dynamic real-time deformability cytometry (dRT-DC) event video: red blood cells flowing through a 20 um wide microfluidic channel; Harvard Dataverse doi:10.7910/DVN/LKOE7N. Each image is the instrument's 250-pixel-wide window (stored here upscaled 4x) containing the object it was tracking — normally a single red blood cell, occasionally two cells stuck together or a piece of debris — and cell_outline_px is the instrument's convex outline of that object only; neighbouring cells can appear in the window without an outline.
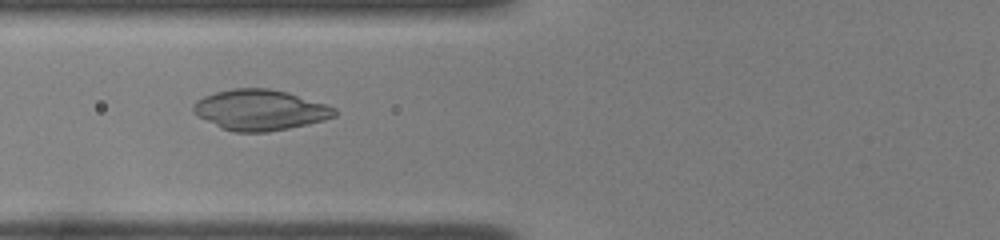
{"species": "common noctule bat (a hibernating species)", "species_latin": "Nyctalus noctula", "temperature_condition": "room temperature", "stored_images_in_passage": 39, "camera_frame_rate_fps": 3000, "um_per_image_px": 0.085, "animal": {"sex": "female", "body_mass_g": 22.0, "forearm_length_mm": 56.7}, "frame": {"image": 1, "passage_image": 9, "time_ms": 2.667, "image_size_px": [1000, 240], "cell_outline_px": [[336, 116], [324, 120], [308, 124], [268, 132], [232, 132], [220, 128], [196, 116], [192, 112], [192, 104], [196, 100], [204, 96], [216, 92], [232, 88], [268, 88], [288, 92], [336, 108]], "centroid_in_image_um": [22.05, 9.35], "position_along_channel_um": 103.8, "area_um2": 33.64}}
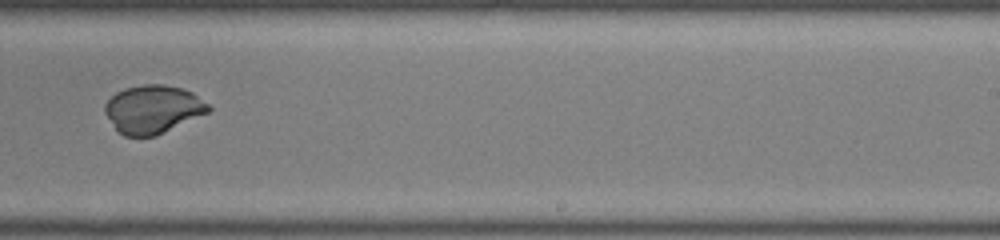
{"frame": {"image": 2, "passage_image": 22, "time_ms": 7.0, "image_size_px": [1000, 240], "cell_outline_px": [[212, 108], [208, 112], [156, 136], [124, 136], [116, 128], [104, 112], [104, 104], [116, 92], [124, 88], [144, 84], [164, 84], [184, 88], [192, 92], [208, 104]], "centroid_in_image_um": [13.0, 9.27], "position_along_channel_um": 276.0, "area_um2": 28.96}}
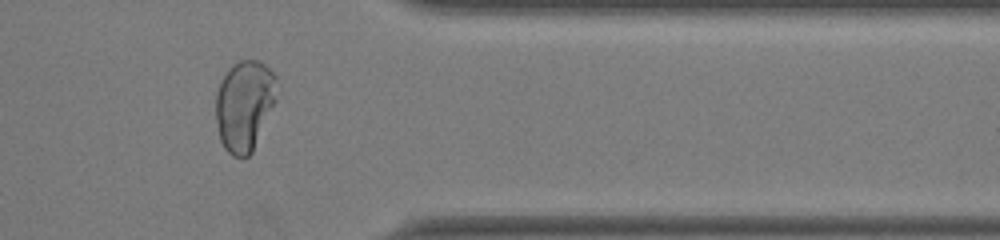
{"frame": {"image": 3, "passage_image": 31, "time_ms": 10.0, "image_size_px": [1000, 240], "cell_outline_px": [[276, 100], [252, 152], [248, 156], [232, 156], [224, 148], [220, 140], [216, 120], [216, 92], [220, 80], [228, 68], [232, 64], [240, 60], [260, 60], [276, 76]], "centroid_in_image_um": [20.76, 8.93], "position_along_channel_um": 390.6, "area_um2": 32.25}}